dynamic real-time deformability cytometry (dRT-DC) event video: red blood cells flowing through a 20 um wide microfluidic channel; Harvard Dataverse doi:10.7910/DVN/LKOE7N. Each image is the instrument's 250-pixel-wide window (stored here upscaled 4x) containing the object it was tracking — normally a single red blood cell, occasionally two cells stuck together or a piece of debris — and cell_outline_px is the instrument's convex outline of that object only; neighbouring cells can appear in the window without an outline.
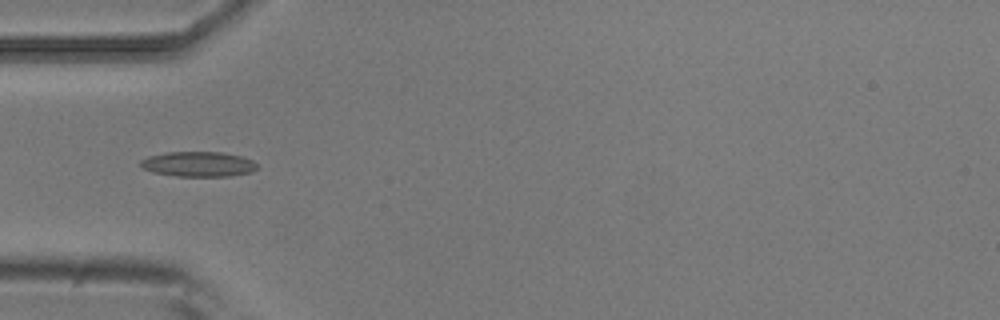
{"species": "common noctule bat (a hibernating species)", "species_latin": "Nyctalus noctula", "temperature_condition": "room temperature", "stored_images_in_passage": 4, "camera_frame_rate_fps": 3000, "um_per_image_px": 0.085, "animal": {"sex": "male", "body_mass_g": 20.5, "forearm_length_mm": 52.5}, "frame": {"image": 1, "passage_image": 4, "time_ms": 1.0, "image_size_px": [1000, 320], "cell_outline_px": [[256, 168], [252, 172], [232, 176], [176, 176], [152, 172], [144, 168], [140, 164], [140, 160], [148, 156], [168, 152], [224, 152], [240, 156], [252, 160], [256, 164]], "centroid_in_image_um": [16.85, 13.95], "position_along_channel_um": 68.1, "area_um2": 16.99}}